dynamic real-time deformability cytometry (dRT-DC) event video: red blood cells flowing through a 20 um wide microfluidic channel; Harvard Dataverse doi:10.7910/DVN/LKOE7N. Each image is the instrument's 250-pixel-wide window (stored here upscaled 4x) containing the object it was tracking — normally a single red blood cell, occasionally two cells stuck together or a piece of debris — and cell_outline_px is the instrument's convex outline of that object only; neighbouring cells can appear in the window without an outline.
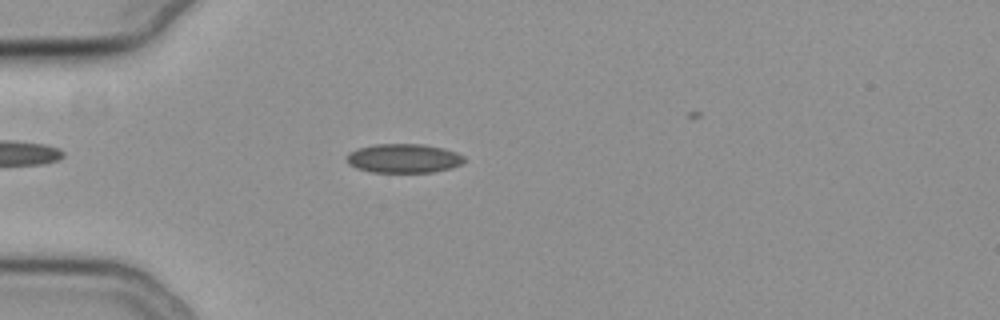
{"species": "common noctule bat (a hibernating species)", "species_latin": "Nyctalus noctula", "temperature_condition": "cold", "stored_images_in_passage": 41, "camera_frame_rate_fps": 3000, "um_per_image_px": 0.085, "animal": {"sex": "female", "body_mass_g": 19.3, "forearm_length_mm": 54.1}, "frame": {"image": 1, "passage_image": 8, "time_ms": 2.333, "image_size_px": [1000, 320], "cell_outline_px": [[464, 164], [452, 168], [432, 172], [372, 172], [356, 168], [348, 164], [348, 156], [352, 152], [360, 148], [376, 144], [424, 144], [444, 148], [456, 152], [464, 156]], "centroid_in_image_um": [34.38, 13.46], "position_along_channel_um": 50.6, "area_um2": 19.83}}
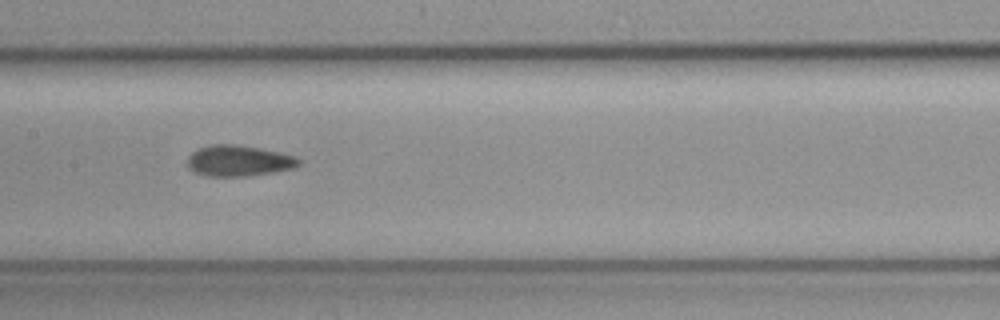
{"frame": {"image": 2, "passage_image": 20, "time_ms": 6.333, "image_size_px": [1000, 320], "cell_outline_px": [[300, 164], [292, 168], [272, 172], [244, 176], [208, 176], [192, 172], [188, 168], [188, 156], [192, 152], [200, 148], [212, 144], [236, 144], [280, 152], [296, 156], [300, 160]], "centroid_in_image_um": [20.26, 13.66], "position_along_channel_um": 187.1, "area_um2": 20.0}}
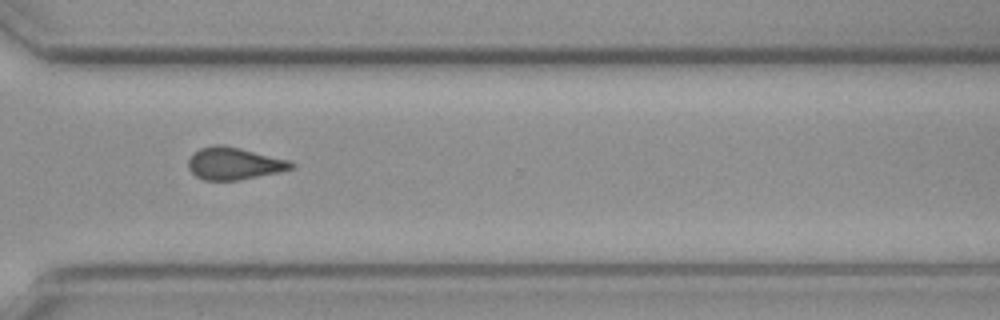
{"frame": {"image": 3, "passage_image": 33, "time_ms": 10.667, "image_size_px": [1000, 320], "cell_outline_px": [[296, 168], [280, 172], [240, 180], [204, 180], [196, 176], [188, 168], [188, 160], [200, 148], [216, 144], [224, 144], [292, 160], [296, 164]], "centroid_in_image_um": [19.98, 13.89], "position_along_channel_um": 350.6, "area_um2": 19.65}}